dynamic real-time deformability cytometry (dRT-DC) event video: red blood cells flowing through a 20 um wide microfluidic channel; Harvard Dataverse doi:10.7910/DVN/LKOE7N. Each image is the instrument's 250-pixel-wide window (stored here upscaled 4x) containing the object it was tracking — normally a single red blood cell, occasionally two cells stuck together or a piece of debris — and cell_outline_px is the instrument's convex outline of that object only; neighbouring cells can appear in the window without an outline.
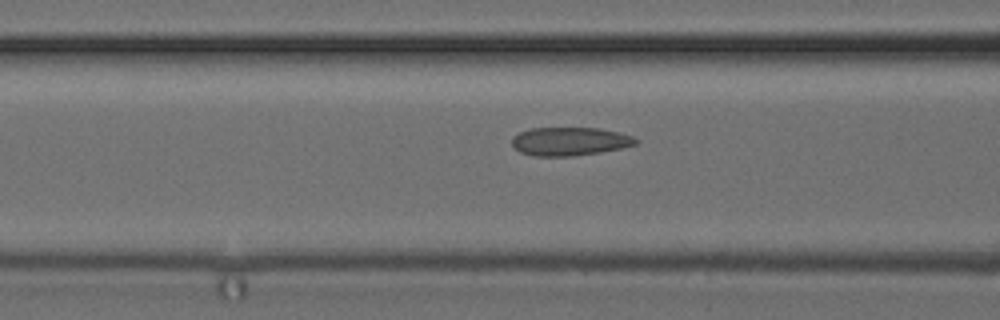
{"species": "common noctule bat (a hibernating species)", "species_latin": "Nyctalus noctula", "temperature_condition": "cold", "stored_images_in_passage": 19, "camera_frame_rate_fps": 3000, "um_per_image_px": 0.085, "animal": {"sex": "female", "body_mass_g": 24.6, "forearm_length_mm": 56.2}, "frame": {"image": 1, "passage_image": 11, "time_ms": 3.333, "image_size_px": [1000, 320], "cell_outline_px": [[640, 140], [636, 144], [620, 148], [600, 152], [572, 156], [532, 156], [520, 152], [512, 144], [512, 136], [520, 132], [532, 128], [600, 128], [620, 132], [632, 136]], "centroid_in_image_um": [48.43, 12.01], "position_along_channel_um": 118.2, "area_um2": 20.52}}
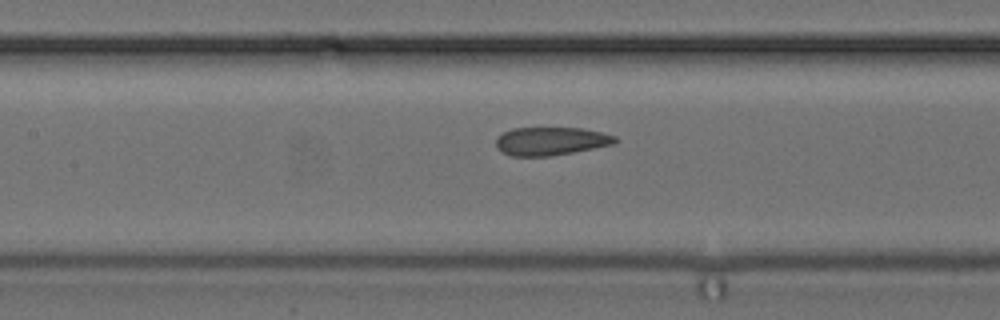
{"frame": {"image": 2, "passage_image": 14, "time_ms": 4.333, "image_size_px": [1000, 320], "cell_outline_px": [[620, 140], [616, 144], [572, 152], [548, 156], [512, 156], [500, 152], [496, 148], [496, 140], [504, 132], [512, 128], [584, 128], [616, 136]], "centroid_in_image_um": [46.84, 12.0], "position_along_channel_um": 160.6, "area_um2": 19.65}}